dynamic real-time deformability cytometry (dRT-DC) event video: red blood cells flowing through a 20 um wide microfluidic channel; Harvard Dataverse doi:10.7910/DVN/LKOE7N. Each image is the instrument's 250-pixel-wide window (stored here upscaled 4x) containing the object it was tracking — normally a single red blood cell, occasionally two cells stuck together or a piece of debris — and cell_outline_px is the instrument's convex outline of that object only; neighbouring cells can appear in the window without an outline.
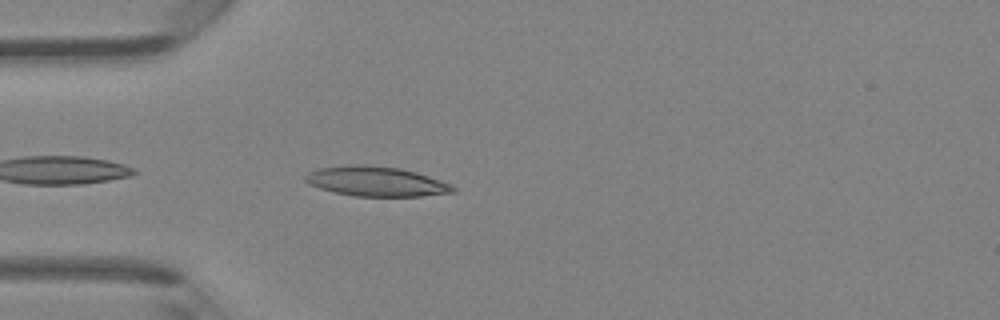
{"species": "Egyptian fruit bat (a non-hibernating species)", "species_latin": "Rousettus aegyptiacus", "temperature_condition": "room temperature", "stored_images_in_passage": 14, "camera_frame_rate_fps": 3000, "um_per_image_px": 0.085, "animal": {"sex": "female"}, "frame": {"image": 1, "passage_image": 2, "time_ms": 0.333, "image_size_px": [1000, 320], "cell_outline_px": [[456, 192], [420, 196], [356, 196], [336, 192], [320, 188], [308, 184], [304, 180], [304, 176], [308, 172], [320, 168], [352, 164], [360, 164], [400, 168], [416, 172], [452, 184], [456, 188]], "centroid_in_image_um": [31.98, 15.41], "position_along_channel_um": 53.0, "area_um2": 25.55}}
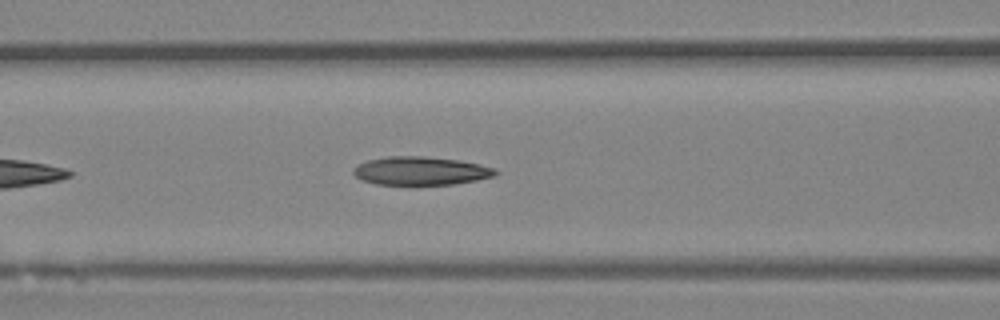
{"frame": {"image": 2, "passage_image": 8, "time_ms": 2.333, "image_size_px": [1000, 320], "cell_outline_px": [[500, 172], [496, 176], [476, 180], [452, 184], [376, 184], [360, 180], [352, 172], [352, 168], [356, 164], [368, 160], [388, 156], [424, 156], [460, 160], [480, 164], [496, 168]], "centroid_in_image_um": [35.76, 14.51], "position_along_channel_um": 130.8, "area_um2": 23.7}}
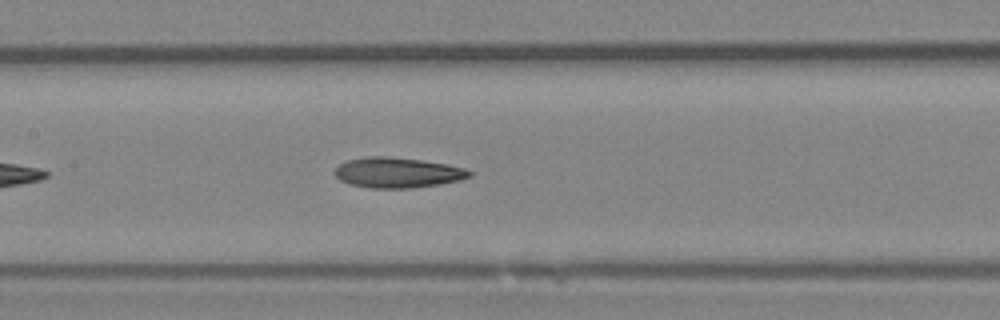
{"frame": {"image": 3, "passage_image": 11, "time_ms": 3.333, "image_size_px": [1000, 320], "cell_outline_px": [[472, 176], [460, 180], [440, 184], [412, 188], [372, 188], [352, 184], [340, 180], [336, 176], [336, 168], [340, 164], [348, 160], [368, 156], [384, 156], [420, 160], [448, 164], [464, 168], [472, 172]], "centroid_in_image_um": [33.83, 14.67], "position_along_channel_um": 173.6, "area_um2": 23.58}}